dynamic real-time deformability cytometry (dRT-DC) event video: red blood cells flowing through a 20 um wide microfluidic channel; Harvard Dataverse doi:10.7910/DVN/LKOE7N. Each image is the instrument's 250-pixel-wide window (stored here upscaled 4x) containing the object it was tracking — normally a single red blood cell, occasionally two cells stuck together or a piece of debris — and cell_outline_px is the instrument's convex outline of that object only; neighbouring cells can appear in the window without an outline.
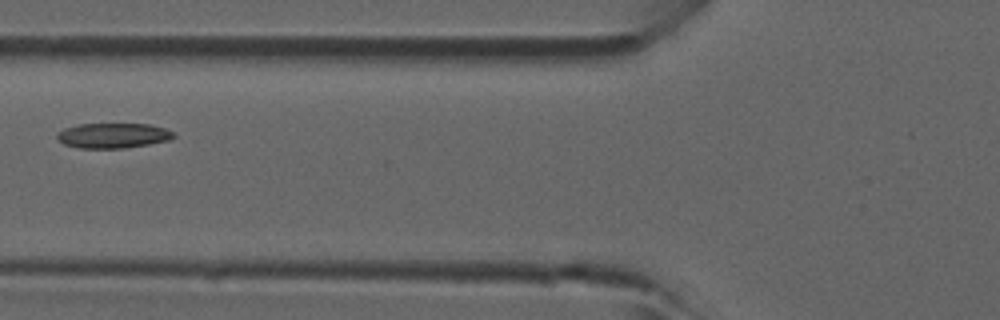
{"species": "common noctule bat (a hibernating species)", "species_latin": "Nyctalus noctula", "temperature_condition": "room temperature", "stored_images_in_passage": 6, "camera_frame_rate_fps": 3000, "um_per_image_px": 0.085, "animal": {"sex": "male", "forearm_length_mm": 52.5}, "frame": {"image": 1, "passage_image": 5, "time_ms": 1.333, "image_size_px": [1000, 320], "cell_outline_px": [[176, 136], [168, 140], [148, 144], [124, 148], [80, 148], [64, 144], [56, 140], [56, 132], [64, 128], [80, 124], [148, 124], [164, 128], [172, 132]], "centroid_in_image_um": [9.55, 11.52], "position_along_channel_um": 116.3, "area_um2": 16.99}}
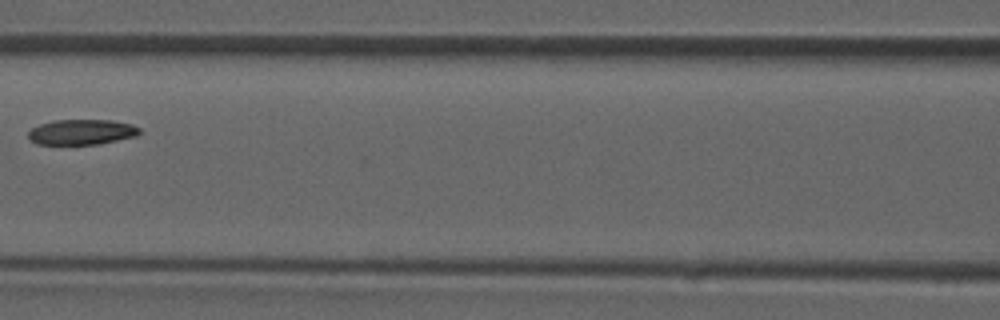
{"frame": {"image": 2, "passage_image": 6, "time_ms": 1.667, "image_size_px": [1000, 320], "cell_outline_px": [[140, 132], [136, 136], [100, 144], [36, 144], [28, 136], [28, 132], [32, 128], [40, 124], [56, 120], [112, 120], [132, 124], [140, 128]], "centroid_in_image_um": [6.96, 11.22], "position_along_channel_um": 159.6, "area_um2": 16.36}}